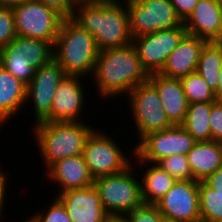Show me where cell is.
<instances>
[{"mask_svg":"<svg viewBox=\"0 0 222 222\" xmlns=\"http://www.w3.org/2000/svg\"><path fill=\"white\" fill-rule=\"evenodd\" d=\"M72 19L94 36L99 51L132 43L130 15L124 0L77 2Z\"/></svg>","mask_w":222,"mask_h":222,"instance_id":"cell-1","label":"cell"},{"mask_svg":"<svg viewBox=\"0 0 222 222\" xmlns=\"http://www.w3.org/2000/svg\"><path fill=\"white\" fill-rule=\"evenodd\" d=\"M91 77L101 99L108 100L112 97L114 100L118 95L128 96L134 87L146 82L149 75L142 67L136 48L131 43L124 47L99 51Z\"/></svg>","mask_w":222,"mask_h":222,"instance_id":"cell-2","label":"cell"},{"mask_svg":"<svg viewBox=\"0 0 222 222\" xmlns=\"http://www.w3.org/2000/svg\"><path fill=\"white\" fill-rule=\"evenodd\" d=\"M98 55L94 36L72 18H64L53 44V59L64 73L91 77Z\"/></svg>","mask_w":222,"mask_h":222,"instance_id":"cell-3","label":"cell"},{"mask_svg":"<svg viewBox=\"0 0 222 222\" xmlns=\"http://www.w3.org/2000/svg\"><path fill=\"white\" fill-rule=\"evenodd\" d=\"M38 152L47 170L56 161L82 155L88 136L96 128L79 122H41L33 125Z\"/></svg>","mask_w":222,"mask_h":222,"instance_id":"cell-4","label":"cell"},{"mask_svg":"<svg viewBox=\"0 0 222 222\" xmlns=\"http://www.w3.org/2000/svg\"><path fill=\"white\" fill-rule=\"evenodd\" d=\"M53 59V45L44 40L17 36L0 49V65L28 85L36 69Z\"/></svg>","mask_w":222,"mask_h":222,"instance_id":"cell-5","label":"cell"},{"mask_svg":"<svg viewBox=\"0 0 222 222\" xmlns=\"http://www.w3.org/2000/svg\"><path fill=\"white\" fill-rule=\"evenodd\" d=\"M133 168L131 164L120 173L94 179L93 186L110 216H125L143 205L139 174H134Z\"/></svg>","mask_w":222,"mask_h":222,"instance_id":"cell-6","label":"cell"},{"mask_svg":"<svg viewBox=\"0 0 222 222\" xmlns=\"http://www.w3.org/2000/svg\"><path fill=\"white\" fill-rule=\"evenodd\" d=\"M17 36L54 44L64 17L38 0H24L12 8Z\"/></svg>","mask_w":222,"mask_h":222,"instance_id":"cell-7","label":"cell"},{"mask_svg":"<svg viewBox=\"0 0 222 222\" xmlns=\"http://www.w3.org/2000/svg\"><path fill=\"white\" fill-rule=\"evenodd\" d=\"M127 96L138 138L174 126L165 113L155 86L147 80L134 87Z\"/></svg>","mask_w":222,"mask_h":222,"instance_id":"cell-8","label":"cell"},{"mask_svg":"<svg viewBox=\"0 0 222 222\" xmlns=\"http://www.w3.org/2000/svg\"><path fill=\"white\" fill-rule=\"evenodd\" d=\"M105 133L104 130L94 129L86 140L82 154L94 179L120 173L132 164L118 146L119 142L116 143Z\"/></svg>","mask_w":222,"mask_h":222,"instance_id":"cell-9","label":"cell"},{"mask_svg":"<svg viewBox=\"0 0 222 222\" xmlns=\"http://www.w3.org/2000/svg\"><path fill=\"white\" fill-rule=\"evenodd\" d=\"M194 138L181 126L153 132L135 144L132 155L134 162L158 163L161 159L172 155H186L195 145Z\"/></svg>","mask_w":222,"mask_h":222,"instance_id":"cell-10","label":"cell"},{"mask_svg":"<svg viewBox=\"0 0 222 222\" xmlns=\"http://www.w3.org/2000/svg\"><path fill=\"white\" fill-rule=\"evenodd\" d=\"M124 1L129 10L132 38L183 24L170 0Z\"/></svg>","mask_w":222,"mask_h":222,"instance_id":"cell-11","label":"cell"},{"mask_svg":"<svg viewBox=\"0 0 222 222\" xmlns=\"http://www.w3.org/2000/svg\"><path fill=\"white\" fill-rule=\"evenodd\" d=\"M186 34L187 30L182 24L172 29H163L132 38V44L148 75L162 70L167 58Z\"/></svg>","mask_w":222,"mask_h":222,"instance_id":"cell-12","label":"cell"},{"mask_svg":"<svg viewBox=\"0 0 222 222\" xmlns=\"http://www.w3.org/2000/svg\"><path fill=\"white\" fill-rule=\"evenodd\" d=\"M155 206L167 222H201L199 181H176Z\"/></svg>","mask_w":222,"mask_h":222,"instance_id":"cell-13","label":"cell"},{"mask_svg":"<svg viewBox=\"0 0 222 222\" xmlns=\"http://www.w3.org/2000/svg\"><path fill=\"white\" fill-rule=\"evenodd\" d=\"M65 75L63 68L54 59L36 69L26 91L27 105L32 102L34 124L43 122L49 116L55 91Z\"/></svg>","mask_w":222,"mask_h":222,"instance_id":"cell-14","label":"cell"},{"mask_svg":"<svg viewBox=\"0 0 222 222\" xmlns=\"http://www.w3.org/2000/svg\"><path fill=\"white\" fill-rule=\"evenodd\" d=\"M81 80L82 76L65 75L55 91L51 112L43 122L83 121L80 116L84 112L86 91Z\"/></svg>","mask_w":222,"mask_h":222,"instance_id":"cell-15","label":"cell"},{"mask_svg":"<svg viewBox=\"0 0 222 222\" xmlns=\"http://www.w3.org/2000/svg\"><path fill=\"white\" fill-rule=\"evenodd\" d=\"M56 197L64 205L72 222H107L110 217L94 186L68 190Z\"/></svg>","mask_w":222,"mask_h":222,"instance_id":"cell-16","label":"cell"},{"mask_svg":"<svg viewBox=\"0 0 222 222\" xmlns=\"http://www.w3.org/2000/svg\"><path fill=\"white\" fill-rule=\"evenodd\" d=\"M45 176L49 177L52 184L59 185V193L84 189L93 186L94 177L84 161L83 155L68 157L53 163L47 170Z\"/></svg>","mask_w":222,"mask_h":222,"instance_id":"cell-17","label":"cell"},{"mask_svg":"<svg viewBox=\"0 0 222 222\" xmlns=\"http://www.w3.org/2000/svg\"><path fill=\"white\" fill-rule=\"evenodd\" d=\"M208 41L186 34L171 52L159 74L180 79L196 72L201 51Z\"/></svg>","mask_w":222,"mask_h":222,"instance_id":"cell-18","label":"cell"},{"mask_svg":"<svg viewBox=\"0 0 222 222\" xmlns=\"http://www.w3.org/2000/svg\"><path fill=\"white\" fill-rule=\"evenodd\" d=\"M222 6L216 0H199L183 22L187 34L216 41L221 31Z\"/></svg>","mask_w":222,"mask_h":222,"instance_id":"cell-19","label":"cell"},{"mask_svg":"<svg viewBox=\"0 0 222 222\" xmlns=\"http://www.w3.org/2000/svg\"><path fill=\"white\" fill-rule=\"evenodd\" d=\"M148 80L155 86L165 113L173 125H182L188 101L180 79L168 78L159 73L150 74Z\"/></svg>","mask_w":222,"mask_h":222,"instance_id":"cell-20","label":"cell"},{"mask_svg":"<svg viewBox=\"0 0 222 222\" xmlns=\"http://www.w3.org/2000/svg\"><path fill=\"white\" fill-rule=\"evenodd\" d=\"M186 156L193 180L203 181L222 167V143L213 140L196 142Z\"/></svg>","mask_w":222,"mask_h":222,"instance_id":"cell-21","label":"cell"},{"mask_svg":"<svg viewBox=\"0 0 222 222\" xmlns=\"http://www.w3.org/2000/svg\"><path fill=\"white\" fill-rule=\"evenodd\" d=\"M26 91L27 85L0 65V129L26 106Z\"/></svg>","mask_w":222,"mask_h":222,"instance_id":"cell-22","label":"cell"},{"mask_svg":"<svg viewBox=\"0 0 222 222\" xmlns=\"http://www.w3.org/2000/svg\"><path fill=\"white\" fill-rule=\"evenodd\" d=\"M137 166L147 167L140 179L141 198L145 205H155L176 183V179L156 163L137 161ZM150 164V165H149ZM151 166V167H150Z\"/></svg>","mask_w":222,"mask_h":222,"instance_id":"cell-23","label":"cell"},{"mask_svg":"<svg viewBox=\"0 0 222 222\" xmlns=\"http://www.w3.org/2000/svg\"><path fill=\"white\" fill-rule=\"evenodd\" d=\"M212 102L188 104L185 120L181 125L196 142L211 141L210 113Z\"/></svg>","mask_w":222,"mask_h":222,"instance_id":"cell-24","label":"cell"},{"mask_svg":"<svg viewBox=\"0 0 222 222\" xmlns=\"http://www.w3.org/2000/svg\"><path fill=\"white\" fill-rule=\"evenodd\" d=\"M222 67V44L207 42L203 47L196 72L200 74L214 91L218 85V76Z\"/></svg>","mask_w":222,"mask_h":222,"instance_id":"cell-25","label":"cell"},{"mask_svg":"<svg viewBox=\"0 0 222 222\" xmlns=\"http://www.w3.org/2000/svg\"><path fill=\"white\" fill-rule=\"evenodd\" d=\"M199 210L201 222L222 220V193L199 181Z\"/></svg>","mask_w":222,"mask_h":222,"instance_id":"cell-26","label":"cell"},{"mask_svg":"<svg viewBox=\"0 0 222 222\" xmlns=\"http://www.w3.org/2000/svg\"><path fill=\"white\" fill-rule=\"evenodd\" d=\"M188 104L216 102L215 92L197 72L180 78Z\"/></svg>","mask_w":222,"mask_h":222,"instance_id":"cell-27","label":"cell"},{"mask_svg":"<svg viewBox=\"0 0 222 222\" xmlns=\"http://www.w3.org/2000/svg\"><path fill=\"white\" fill-rule=\"evenodd\" d=\"M157 164L177 181L193 180L186 155H172L161 159Z\"/></svg>","mask_w":222,"mask_h":222,"instance_id":"cell-28","label":"cell"},{"mask_svg":"<svg viewBox=\"0 0 222 222\" xmlns=\"http://www.w3.org/2000/svg\"><path fill=\"white\" fill-rule=\"evenodd\" d=\"M52 201L46 208L47 212L39 210V213L35 212V215L33 214L28 220L30 222H72L62 202L57 197Z\"/></svg>","mask_w":222,"mask_h":222,"instance_id":"cell-29","label":"cell"},{"mask_svg":"<svg viewBox=\"0 0 222 222\" xmlns=\"http://www.w3.org/2000/svg\"><path fill=\"white\" fill-rule=\"evenodd\" d=\"M17 37L12 8L0 7V49Z\"/></svg>","mask_w":222,"mask_h":222,"instance_id":"cell-30","label":"cell"},{"mask_svg":"<svg viewBox=\"0 0 222 222\" xmlns=\"http://www.w3.org/2000/svg\"><path fill=\"white\" fill-rule=\"evenodd\" d=\"M125 217L129 222H167L155 205H145L134 209Z\"/></svg>","mask_w":222,"mask_h":222,"instance_id":"cell-31","label":"cell"},{"mask_svg":"<svg viewBox=\"0 0 222 222\" xmlns=\"http://www.w3.org/2000/svg\"><path fill=\"white\" fill-rule=\"evenodd\" d=\"M209 122L212 140L222 143V103L212 102Z\"/></svg>","mask_w":222,"mask_h":222,"instance_id":"cell-32","label":"cell"},{"mask_svg":"<svg viewBox=\"0 0 222 222\" xmlns=\"http://www.w3.org/2000/svg\"><path fill=\"white\" fill-rule=\"evenodd\" d=\"M58 12L64 18H72L77 2L75 0H38Z\"/></svg>","mask_w":222,"mask_h":222,"instance_id":"cell-33","label":"cell"},{"mask_svg":"<svg viewBox=\"0 0 222 222\" xmlns=\"http://www.w3.org/2000/svg\"><path fill=\"white\" fill-rule=\"evenodd\" d=\"M199 0H170L176 14L184 22L195 9Z\"/></svg>","mask_w":222,"mask_h":222,"instance_id":"cell-34","label":"cell"},{"mask_svg":"<svg viewBox=\"0 0 222 222\" xmlns=\"http://www.w3.org/2000/svg\"><path fill=\"white\" fill-rule=\"evenodd\" d=\"M209 187L215 189L217 193H222V167L203 180Z\"/></svg>","mask_w":222,"mask_h":222,"instance_id":"cell-35","label":"cell"},{"mask_svg":"<svg viewBox=\"0 0 222 222\" xmlns=\"http://www.w3.org/2000/svg\"><path fill=\"white\" fill-rule=\"evenodd\" d=\"M2 169L0 168V218L2 217L1 214L3 213L4 205H6L5 199L7 197L6 190L9 188V177L5 171H1ZM1 220V219H0Z\"/></svg>","mask_w":222,"mask_h":222,"instance_id":"cell-36","label":"cell"},{"mask_svg":"<svg viewBox=\"0 0 222 222\" xmlns=\"http://www.w3.org/2000/svg\"><path fill=\"white\" fill-rule=\"evenodd\" d=\"M218 80L219 82L214 92H215L216 102L222 103V67L221 71L219 72Z\"/></svg>","mask_w":222,"mask_h":222,"instance_id":"cell-37","label":"cell"},{"mask_svg":"<svg viewBox=\"0 0 222 222\" xmlns=\"http://www.w3.org/2000/svg\"><path fill=\"white\" fill-rule=\"evenodd\" d=\"M24 0H0V7L13 8Z\"/></svg>","mask_w":222,"mask_h":222,"instance_id":"cell-38","label":"cell"},{"mask_svg":"<svg viewBox=\"0 0 222 222\" xmlns=\"http://www.w3.org/2000/svg\"><path fill=\"white\" fill-rule=\"evenodd\" d=\"M107 222H129L125 216H110Z\"/></svg>","mask_w":222,"mask_h":222,"instance_id":"cell-39","label":"cell"},{"mask_svg":"<svg viewBox=\"0 0 222 222\" xmlns=\"http://www.w3.org/2000/svg\"><path fill=\"white\" fill-rule=\"evenodd\" d=\"M215 42L222 44V18H221V31H220V35H219V38Z\"/></svg>","mask_w":222,"mask_h":222,"instance_id":"cell-40","label":"cell"},{"mask_svg":"<svg viewBox=\"0 0 222 222\" xmlns=\"http://www.w3.org/2000/svg\"><path fill=\"white\" fill-rule=\"evenodd\" d=\"M222 6V0H216Z\"/></svg>","mask_w":222,"mask_h":222,"instance_id":"cell-41","label":"cell"},{"mask_svg":"<svg viewBox=\"0 0 222 222\" xmlns=\"http://www.w3.org/2000/svg\"><path fill=\"white\" fill-rule=\"evenodd\" d=\"M76 2H80V1H90V0H75Z\"/></svg>","mask_w":222,"mask_h":222,"instance_id":"cell-42","label":"cell"}]
</instances>
